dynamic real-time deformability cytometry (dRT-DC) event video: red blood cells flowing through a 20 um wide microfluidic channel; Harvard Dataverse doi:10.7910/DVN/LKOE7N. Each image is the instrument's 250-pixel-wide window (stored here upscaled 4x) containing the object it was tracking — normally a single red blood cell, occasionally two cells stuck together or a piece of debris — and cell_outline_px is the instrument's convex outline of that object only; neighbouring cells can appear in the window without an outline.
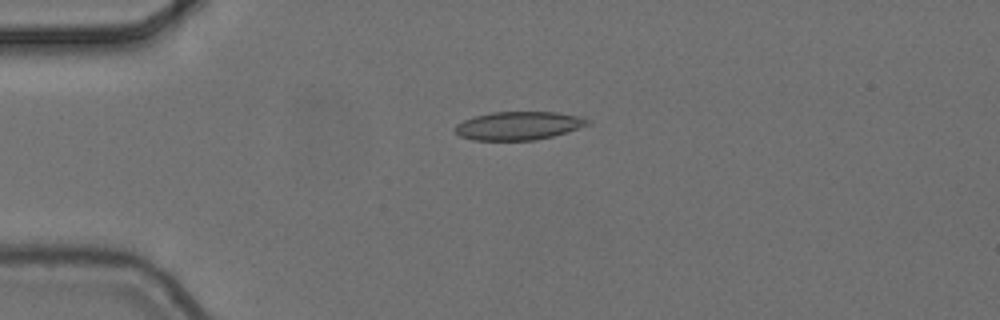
{"species": "common noctule bat (a hibernating species)", "species_latin": "Nyctalus noctula", "temperature_condition": "cold", "stored_images_in_passage": 4, "camera_frame_rate_fps": 3000, "um_per_image_px": 0.085, "animal": {"sex": "female", "body_mass_g": 24.6, "forearm_length_mm": 56.2}, "frame": {"image": 1, "passage_image": 3, "time_ms": 0.667, "image_size_px": [1000, 320], "cell_outline_px": [[592, 124], [552, 136], [536, 140], [472, 140], [460, 136], [452, 128], [456, 124], [464, 120], [476, 116], [492, 112], [556, 112], [584, 116], [592, 120]], "centroid_in_image_um": [44.12, 10.68], "position_along_channel_um": 40.9, "area_um2": 22.08}}